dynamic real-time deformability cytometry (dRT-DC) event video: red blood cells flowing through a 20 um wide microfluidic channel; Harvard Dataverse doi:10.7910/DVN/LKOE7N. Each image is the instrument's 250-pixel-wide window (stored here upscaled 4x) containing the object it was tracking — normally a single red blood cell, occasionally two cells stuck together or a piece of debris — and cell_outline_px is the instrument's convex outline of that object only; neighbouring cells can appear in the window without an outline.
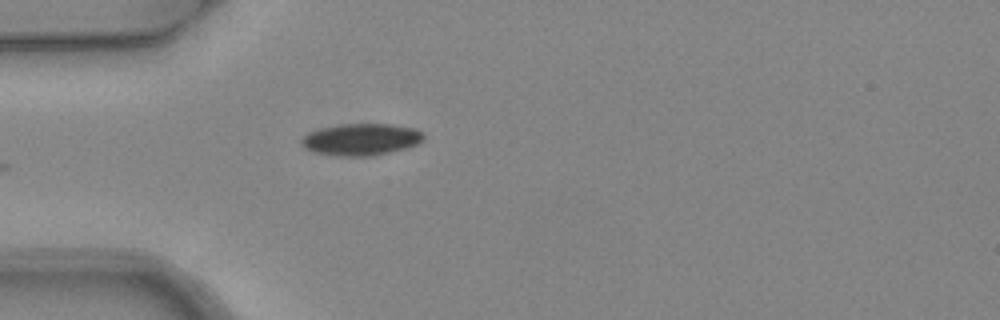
{"species": "common noctule bat (a hibernating species)", "species_latin": "Nyctalus noctula", "temperature_condition": "warm", "stored_images_in_passage": 5, "camera_frame_rate_fps": 3000, "um_per_image_px": 0.085, "animal": {"sex": "female", "body_mass_g": 24.6, "forearm_length_mm": 56.2}, "frame": {"image": 1, "passage_image": 5, "time_ms": 1.333, "image_size_px": [1000, 320], "cell_outline_px": [[424, 140], [420, 144], [408, 148], [368, 156], [340, 156], [316, 152], [304, 148], [300, 144], [300, 140], [308, 132], [320, 128], [340, 124], [392, 124], [416, 128], [424, 132]], "centroid_in_image_um": [30.73, 11.84], "position_along_channel_um": 54.3, "area_um2": 22.89}}